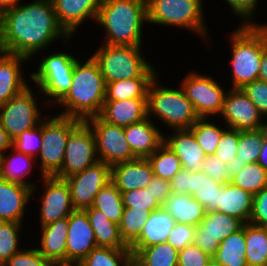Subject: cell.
Returning <instances> with one entry per match:
<instances>
[{"mask_svg": "<svg viewBox=\"0 0 267 266\" xmlns=\"http://www.w3.org/2000/svg\"><path fill=\"white\" fill-rule=\"evenodd\" d=\"M59 37L66 42L71 38L59 25L51 0L18 3L0 14V46L5 53L31 59Z\"/></svg>", "mask_w": 267, "mask_h": 266, "instance_id": "obj_1", "label": "cell"}, {"mask_svg": "<svg viewBox=\"0 0 267 266\" xmlns=\"http://www.w3.org/2000/svg\"><path fill=\"white\" fill-rule=\"evenodd\" d=\"M106 97V83L97 61L91 56L84 64L76 61L72 84L57 103L65 109L58 115L86 121L99 116Z\"/></svg>", "mask_w": 267, "mask_h": 266, "instance_id": "obj_2", "label": "cell"}, {"mask_svg": "<svg viewBox=\"0 0 267 266\" xmlns=\"http://www.w3.org/2000/svg\"><path fill=\"white\" fill-rule=\"evenodd\" d=\"M96 20L106 31L105 44L141 46L146 0H102Z\"/></svg>", "mask_w": 267, "mask_h": 266, "instance_id": "obj_3", "label": "cell"}, {"mask_svg": "<svg viewBox=\"0 0 267 266\" xmlns=\"http://www.w3.org/2000/svg\"><path fill=\"white\" fill-rule=\"evenodd\" d=\"M232 89H242L259 79L260 63L267 49V25H242L231 33Z\"/></svg>", "mask_w": 267, "mask_h": 266, "instance_id": "obj_4", "label": "cell"}, {"mask_svg": "<svg viewBox=\"0 0 267 266\" xmlns=\"http://www.w3.org/2000/svg\"><path fill=\"white\" fill-rule=\"evenodd\" d=\"M157 76L151 81L147 93V117L159 118L172 130L189 129L198 119L192 103L182 87L170 89L157 84Z\"/></svg>", "mask_w": 267, "mask_h": 266, "instance_id": "obj_5", "label": "cell"}, {"mask_svg": "<svg viewBox=\"0 0 267 266\" xmlns=\"http://www.w3.org/2000/svg\"><path fill=\"white\" fill-rule=\"evenodd\" d=\"M141 52V46L105 44L92 56L107 84L122 79L157 76L154 67L142 57Z\"/></svg>", "mask_w": 267, "mask_h": 266, "instance_id": "obj_6", "label": "cell"}, {"mask_svg": "<svg viewBox=\"0 0 267 266\" xmlns=\"http://www.w3.org/2000/svg\"><path fill=\"white\" fill-rule=\"evenodd\" d=\"M147 22L187 28L203 38L208 35L202 0H146Z\"/></svg>", "mask_w": 267, "mask_h": 266, "instance_id": "obj_7", "label": "cell"}, {"mask_svg": "<svg viewBox=\"0 0 267 266\" xmlns=\"http://www.w3.org/2000/svg\"><path fill=\"white\" fill-rule=\"evenodd\" d=\"M82 121L56 115L42 120V147L39 152L41 176H55L62 167L70 133Z\"/></svg>", "mask_w": 267, "mask_h": 266, "instance_id": "obj_8", "label": "cell"}, {"mask_svg": "<svg viewBox=\"0 0 267 266\" xmlns=\"http://www.w3.org/2000/svg\"><path fill=\"white\" fill-rule=\"evenodd\" d=\"M76 61L77 58L72 54L54 52L42 59L37 72L31 73L36 87L40 88V93L51 98L48 102H52V105L57 104L70 90Z\"/></svg>", "mask_w": 267, "mask_h": 266, "instance_id": "obj_9", "label": "cell"}, {"mask_svg": "<svg viewBox=\"0 0 267 266\" xmlns=\"http://www.w3.org/2000/svg\"><path fill=\"white\" fill-rule=\"evenodd\" d=\"M98 161L94 132L86 121H82L70 133L61 170L55 176L66 179Z\"/></svg>", "mask_w": 267, "mask_h": 266, "instance_id": "obj_10", "label": "cell"}, {"mask_svg": "<svg viewBox=\"0 0 267 266\" xmlns=\"http://www.w3.org/2000/svg\"><path fill=\"white\" fill-rule=\"evenodd\" d=\"M37 101L31 88L11 98L0 105V122L13 141L23 131L35 128L42 122Z\"/></svg>", "mask_w": 267, "mask_h": 266, "instance_id": "obj_11", "label": "cell"}, {"mask_svg": "<svg viewBox=\"0 0 267 266\" xmlns=\"http://www.w3.org/2000/svg\"><path fill=\"white\" fill-rule=\"evenodd\" d=\"M218 84L213 77L196 72L186 75L180 84L199 118L221 114L227 91Z\"/></svg>", "mask_w": 267, "mask_h": 266, "instance_id": "obj_12", "label": "cell"}, {"mask_svg": "<svg viewBox=\"0 0 267 266\" xmlns=\"http://www.w3.org/2000/svg\"><path fill=\"white\" fill-rule=\"evenodd\" d=\"M86 122L94 132L96 153L100 162L112 166L137 158L126 141L124 127L109 124L99 116L89 118Z\"/></svg>", "mask_w": 267, "mask_h": 266, "instance_id": "obj_13", "label": "cell"}, {"mask_svg": "<svg viewBox=\"0 0 267 266\" xmlns=\"http://www.w3.org/2000/svg\"><path fill=\"white\" fill-rule=\"evenodd\" d=\"M65 180L69 186L75 210H84L92 206L96 194L111 181V166L98 161Z\"/></svg>", "mask_w": 267, "mask_h": 266, "instance_id": "obj_14", "label": "cell"}, {"mask_svg": "<svg viewBox=\"0 0 267 266\" xmlns=\"http://www.w3.org/2000/svg\"><path fill=\"white\" fill-rule=\"evenodd\" d=\"M244 222L219 211H207L196 227L194 244L213 257L221 241L240 230Z\"/></svg>", "mask_w": 267, "mask_h": 266, "instance_id": "obj_15", "label": "cell"}, {"mask_svg": "<svg viewBox=\"0 0 267 266\" xmlns=\"http://www.w3.org/2000/svg\"><path fill=\"white\" fill-rule=\"evenodd\" d=\"M44 193L41 198L40 227L68 217L75 208L65 179L42 176Z\"/></svg>", "mask_w": 267, "mask_h": 266, "instance_id": "obj_16", "label": "cell"}, {"mask_svg": "<svg viewBox=\"0 0 267 266\" xmlns=\"http://www.w3.org/2000/svg\"><path fill=\"white\" fill-rule=\"evenodd\" d=\"M221 117L230 129L257 130L263 124L262 115L242 89H230L224 97Z\"/></svg>", "mask_w": 267, "mask_h": 266, "instance_id": "obj_17", "label": "cell"}, {"mask_svg": "<svg viewBox=\"0 0 267 266\" xmlns=\"http://www.w3.org/2000/svg\"><path fill=\"white\" fill-rule=\"evenodd\" d=\"M97 247L95 233L84 210H75L68 216L66 260L80 261Z\"/></svg>", "mask_w": 267, "mask_h": 266, "instance_id": "obj_18", "label": "cell"}, {"mask_svg": "<svg viewBox=\"0 0 267 266\" xmlns=\"http://www.w3.org/2000/svg\"><path fill=\"white\" fill-rule=\"evenodd\" d=\"M59 25L72 37L87 19H97L102 0H51Z\"/></svg>", "mask_w": 267, "mask_h": 266, "instance_id": "obj_19", "label": "cell"}, {"mask_svg": "<svg viewBox=\"0 0 267 266\" xmlns=\"http://www.w3.org/2000/svg\"><path fill=\"white\" fill-rule=\"evenodd\" d=\"M154 176L147 158H136L111 166V181L121 193L146 188Z\"/></svg>", "mask_w": 267, "mask_h": 266, "instance_id": "obj_20", "label": "cell"}, {"mask_svg": "<svg viewBox=\"0 0 267 266\" xmlns=\"http://www.w3.org/2000/svg\"><path fill=\"white\" fill-rule=\"evenodd\" d=\"M163 132L154 125L149 117L124 127L126 141L137 158H147L163 143Z\"/></svg>", "mask_w": 267, "mask_h": 266, "instance_id": "obj_21", "label": "cell"}, {"mask_svg": "<svg viewBox=\"0 0 267 266\" xmlns=\"http://www.w3.org/2000/svg\"><path fill=\"white\" fill-rule=\"evenodd\" d=\"M32 187L0 178V221L22 222Z\"/></svg>", "mask_w": 267, "mask_h": 266, "instance_id": "obj_22", "label": "cell"}, {"mask_svg": "<svg viewBox=\"0 0 267 266\" xmlns=\"http://www.w3.org/2000/svg\"><path fill=\"white\" fill-rule=\"evenodd\" d=\"M173 131L174 134L164 136V143L178 156L182 169L202 171V162L207 155L198 145L194 134L189 129Z\"/></svg>", "mask_w": 267, "mask_h": 266, "instance_id": "obj_23", "label": "cell"}, {"mask_svg": "<svg viewBox=\"0 0 267 266\" xmlns=\"http://www.w3.org/2000/svg\"><path fill=\"white\" fill-rule=\"evenodd\" d=\"M99 117L109 124L127 127L147 118V99L104 101Z\"/></svg>", "mask_w": 267, "mask_h": 266, "instance_id": "obj_24", "label": "cell"}, {"mask_svg": "<svg viewBox=\"0 0 267 266\" xmlns=\"http://www.w3.org/2000/svg\"><path fill=\"white\" fill-rule=\"evenodd\" d=\"M28 58L2 52L0 54V105L24 91L29 85L23 78L22 62Z\"/></svg>", "mask_w": 267, "mask_h": 266, "instance_id": "obj_25", "label": "cell"}, {"mask_svg": "<svg viewBox=\"0 0 267 266\" xmlns=\"http://www.w3.org/2000/svg\"><path fill=\"white\" fill-rule=\"evenodd\" d=\"M176 223L197 227L204 219L205 209L192 195L171 193L161 206Z\"/></svg>", "mask_w": 267, "mask_h": 266, "instance_id": "obj_26", "label": "cell"}, {"mask_svg": "<svg viewBox=\"0 0 267 266\" xmlns=\"http://www.w3.org/2000/svg\"><path fill=\"white\" fill-rule=\"evenodd\" d=\"M253 195L231 182L219 188L218 211L248 223L252 211Z\"/></svg>", "mask_w": 267, "mask_h": 266, "instance_id": "obj_27", "label": "cell"}, {"mask_svg": "<svg viewBox=\"0 0 267 266\" xmlns=\"http://www.w3.org/2000/svg\"><path fill=\"white\" fill-rule=\"evenodd\" d=\"M38 252L47 260H66L68 217L41 227Z\"/></svg>", "mask_w": 267, "mask_h": 266, "instance_id": "obj_28", "label": "cell"}, {"mask_svg": "<svg viewBox=\"0 0 267 266\" xmlns=\"http://www.w3.org/2000/svg\"><path fill=\"white\" fill-rule=\"evenodd\" d=\"M175 223L174 219L162 207L152 211L138 240L130 248H144L167 242Z\"/></svg>", "mask_w": 267, "mask_h": 266, "instance_id": "obj_29", "label": "cell"}, {"mask_svg": "<svg viewBox=\"0 0 267 266\" xmlns=\"http://www.w3.org/2000/svg\"><path fill=\"white\" fill-rule=\"evenodd\" d=\"M95 233L97 246L130 249L122 241L117 223L110 221L104 213L92 207L84 209Z\"/></svg>", "mask_w": 267, "mask_h": 266, "instance_id": "obj_30", "label": "cell"}, {"mask_svg": "<svg viewBox=\"0 0 267 266\" xmlns=\"http://www.w3.org/2000/svg\"><path fill=\"white\" fill-rule=\"evenodd\" d=\"M245 223L243 227L220 242L212 257L221 266H248L246 260Z\"/></svg>", "mask_w": 267, "mask_h": 266, "instance_id": "obj_31", "label": "cell"}, {"mask_svg": "<svg viewBox=\"0 0 267 266\" xmlns=\"http://www.w3.org/2000/svg\"><path fill=\"white\" fill-rule=\"evenodd\" d=\"M130 250L136 266H177L179 251L167 242Z\"/></svg>", "mask_w": 267, "mask_h": 266, "instance_id": "obj_32", "label": "cell"}, {"mask_svg": "<svg viewBox=\"0 0 267 266\" xmlns=\"http://www.w3.org/2000/svg\"><path fill=\"white\" fill-rule=\"evenodd\" d=\"M221 186L203 171H195L190 175V195L203 205L206 212L218 211Z\"/></svg>", "mask_w": 267, "mask_h": 266, "instance_id": "obj_33", "label": "cell"}, {"mask_svg": "<svg viewBox=\"0 0 267 266\" xmlns=\"http://www.w3.org/2000/svg\"><path fill=\"white\" fill-rule=\"evenodd\" d=\"M155 77H135L106 84L105 101L147 99L148 88Z\"/></svg>", "mask_w": 267, "mask_h": 266, "instance_id": "obj_34", "label": "cell"}, {"mask_svg": "<svg viewBox=\"0 0 267 266\" xmlns=\"http://www.w3.org/2000/svg\"><path fill=\"white\" fill-rule=\"evenodd\" d=\"M10 150H14L8 157L3 154L2 173L0 178L5 181H12L24 184L32 187V195L34 194L36 185L32 182L25 181V177L30 174L34 157L25 155L22 152L17 151L13 147Z\"/></svg>", "mask_w": 267, "mask_h": 266, "instance_id": "obj_35", "label": "cell"}, {"mask_svg": "<svg viewBox=\"0 0 267 266\" xmlns=\"http://www.w3.org/2000/svg\"><path fill=\"white\" fill-rule=\"evenodd\" d=\"M248 266H267V227L245 223Z\"/></svg>", "mask_w": 267, "mask_h": 266, "instance_id": "obj_36", "label": "cell"}, {"mask_svg": "<svg viewBox=\"0 0 267 266\" xmlns=\"http://www.w3.org/2000/svg\"><path fill=\"white\" fill-rule=\"evenodd\" d=\"M91 207L102 211L106 218L119 224L124 210L122 194L110 181L96 194Z\"/></svg>", "mask_w": 267, "mask_h": 266, "instance_id": "obj_37", "label": "cell"}, {"mask_svg": "<svg viewBox=\"0 0 267 266\" xmlns=\"http://www.w3.org/2000/svg\"><path fill=\"white\" fill-rule=\"evenodd\" d=\"M81 263L82 266H130L133 255L130 249L97 246Z\"/></svg>", "mask_w": 267, "mask_h": 266, "instance_id": "obj_38", "label": "cell"}, {"mask_svg": "<svg viewBox=\"0 0 267 266\" xmlns=\"http://www.w3.org/2000/svg\"><path fill=\"white\" fill-rule=\"evenodd\" d=\"M150 213L148 209L138 210L135 207H124L118 226L120 237L127 247L130 248L138 240Z\"/></svg>", "mask_w": 267, "mask_h": 266, "instance_id": "obj_39", "label": "cell"}, {"mask_svg": "<svg viewBox=\"0 0 267 266\" xmlns=\"http://www.w3.org/2000/svg\"><path fill=\"white\" fill-rule=\"evenodd\" d=\"M155 177L170 181L182 169L178 156L163 143L147 157Z\"/></svg>", "mask_w": 267, "mask_h": 266, "instance_id": "obj_40", "label": "cell"}, {"mask_svg": "<svg viewBox=\"0 0 267 266\" xmlns=\"http://www.w3.org/2000/svg\"><path fill=\"white\" fill-rule=\"evenodd\" d=\"M230 182L255 195L267 187V171L257 162L248 163L230 179Z\"/></svg>", "mask_w": 267, "mask_h": 266, "instance_id": "obj_41", "label": "cell"}, {"mask_svg": "<svg viewBox=\"0 0 267 266\" xmlns=\"http://www.w3.org/2000/svg\"><path fill=\"white\" fill-rule=\"evenodd\" d=\"M208 118H199L189 130L194 134L198 145L206 155H214L222 133L227 129L208 122Z\"/></svg>", "mask_w": 267, "mask_h": 266, "instance_id": "obj_42", "label": "cell"}, {"mask_svg": "<svg viewBox=\"0 0 267 266\" xmlns=\"http://www.w3.org/2000/svg\"><path fill=\"white\" fill-rule=\"evenodd\" d=\"M17 222L0 221V266H3L15 253L19 252V230Z\"/></svg>", "mask_w": 267, "mask_h": 266, "instance_id": "obj_43", "label": "cell"}, {"mask_svg": "<svg viewBox=\"0 0 267 266\" xmlns=\"http://www.w3.org/2000/svg\"><path fill=\"white\" fill-rule=\"evenodd\" d=\"M262 142L263 136L259 129L240 131L237 146V156H239V160L246 164L257 162Z\"/></svg>", "mask_w": 267, "mask_h": 266, "instance_id": "obj_44", "label": "cell"}, {"mask_svg": "<svg viewBox=\"0 0 267 266\" xmlns=\"http://www.w3.org/2000/svg\"><path fill=\"white\" fill-rule=\"evenodd\" d=\"M12 147L19 152L36 158L42 147V122L35 128L23 131L12 141Z\"/></svg>", "mask_w": 267, "mask_h": 266, "instance_id": "obj_45", "label": "cell"}, {"mask_svg": "<svg viewBox=\"0 0 267 266\" xmlns=\"http://www.w3.org/2000/svg\"><path fill=\"white\" fill-rule=\"evenodd\" d=\"M121 194L124 207H135L138 210L148 209L150 212L161 208V205L147 188L133 189Z\"/></svg>", "mask_w": 267, "mask_h": 266, "instance_id": "obj_46", "label": "cell"}, {"mask_svg": "<svg viewBox=\"0 0 267 266\" xmlns=\"http://www.w3.org/2000/svg\"><path fill=\"white\" fill-rule=\"evenodd\" d=\"M239 137V130L230 129L227 126V129L222 133L221 139L217 144L214 155L225 163L230 162L237 156Z\"/></svg>", "mask_w": 267, "mask_h": 266, "instance_id": "obj_47", "label": "cell"}, {"mask_svg": "<svg viewBox=\"0 0 267 266\" xmlns=\"http://www.w3.org/2000/svg\"><path fill=\"white\" fill-rule=\"evenodd\" d=\"M242 90L258 108L260 114L267 117V82L258 79L246 84Z\"/></svg>", "mask_w": 267, "mask_h": 266, "instance_id": "obj_48", "label": "cell"}, {"mask_svg": "<svg viewBox=\"0 0 267 266\" xmlns=\"http://www.w3.org/2000/svg\"><path fill=\"white\" fill-rule=\"evenodd\" d=\"M196 227L186 224L175 223L167 239L174 249L180 251L194 243Z\"/></svg>", "mask_w": 267, "mask_h": 266, "instance_id": "obj_49", "label": "cell"}, {"mask_svg": "<svg viewBox=\"0 0 267 266\" xmlns=\"http://www.w3.org/2000/svg\"><path fill=\"white\" fill-rule=\"evenodd\" d=\"M36 248L24 249L15 253L3 266H50Z\"/></svg>", "mask_w": 267, "mask_h": 266, "instance_id": "obj_50", "label": "cell"}, {"mask_svg": "<svg viewBox=\"0 0 267 266\" xmlns=\"http://www.w3.org/2000/svg\"><path fill=\"white\" fill-rule=\"evenodd\" d=\"M202 171L222 185L230 182L226 163L215 155H207L204 158L202 162Z\"/></svg>", "mask_w": 267, "mask_h": 266, "instance_id": "obj_51", "label": "cell"}, {"mask_svg": "<svg viewBox=\"0 0 267 266\" xmlns=\"http://www.w3.org/2000/svg\"><path fill=\"white\" fill-rule=\"evenodd\" d=\"M211 259L210 255L193 243L179 251L177 266H205Z\"/></svg>", "mask_w": 267, "mask_h": 266, "instance_id": "obj_52", "label": "cell"}, {"mask_svg": "<svg viewBox=\"0 0 267 266\" xmlns=\"http://www.w3.org/2000/svg\"><path fill=\"white\" fill-rule=\"evenodd\" d=\"M249 223L261 227H267V187L253 195V204Z\"/></svg>", "mask_w": 267, "mask_h": 266, "instance_id": "obj_53", "label": "cell"}, {"mask_svg": "<svg viewBox=\"0 0 267 266\" xmlns=\"http://www.w3.org/2000/svg\"><path fill=\"white\" fill-rule=\"evenodd\" d=\"M229 7H231L232 12L240 16V19L244 20L242 25H256V22H253L255 15L256 6L258 0H225ZM252 21V22H251Z\"/></svg>", "mask_w": 267, "mask_h": 266, "instance_id": "obj_54", "label": "cell"}, {"mask_svg": "<svg viewBox=\"0 0 267 266\" xmlns=\"http://www.w3.org/2000/svg\"><path fill=\"white\" fill-rule=\"evenodd\" d=\"M152 193L155 200L162 206L165 199L172 193L170 187V181L164 180L158 177L152 179V181L146 187Z\"/></svg>", "mask_w": 267, "mask_h": 266, "instance_id": "obj_55", "label": "cell"}, {"mask_svg": "<svg viewBox=\"0 0 267 266\" xmlns=\"http://www.w3.org/2000/svg\"><path fill=\"white\" fill-rule=\"evenodd\" d=\"M192 171L181 169L170 180V187L172 193L190 195V175Z\"/></svg>", "mask_w": 267, "mask_h": 266, "instance_id": "obj_56", "label": "cell"}, {"mask_svg": "<svg viewBox=\"0 0 267 266\" xmlns=\"http://www.w3.org/2000/svg\"><path fill=\"white\" fill-rule=\"evenodd\" d=\"M245 165V162L239 160V156H236L230 162L226 163L229 178L231 179L235 174L243 169Z\"/></svg>", "mask_w": 267, "mask_h": 266, "instance_id": "obj_57", "label": "cell"}, {"mask_svg": "<svg viewBox=\"0 0 267 266\" xmlns=\"http://www.w3.org/2000/svg\"><path fill=\"white\" fill-rule=\"evenodd\" d=\"M12 148V140L8 136V133L3 128L0 122V152L5 153L4 151H9Z\"/></svg>", "mask_w": 267, "mask_h": 266, "instance_id": "obj_58", "label": "cell"}, {"mask_svg": "<svg viewBox=\"0 0 267 266\" xmlns=\"http://www.w3.org/2000/svg\"><path fill=\"white\" fill-rule=\"evenodd\" d=\"M259 80L267 82V49L263 52L261 59Z\"/></svg>", "mask_w": 267, "mask_h": 266, "instance_id": "obj_59", "label": "cell"}, {"mask_svg": "<svg viewBox=\"0 0 267 266\" xmlns=\"http://www.w3.org/2000/svg\"><path fill=\"white\" fill-rule=\"evenodd\" d=\"M257 163H259L267 171V144L264 141L261 145Z\"/></svg>", "mask_w": 267, "mask_h": 266, "instance_id": "obj_60", "label": "cell"}, {"mask_svg": "<svg viewBox=\"0 0 267 266\" xmlns=\"http://www.w3.org/2000/svg\"><path fill=\"white\" fill-rule=\"evenodd\" d=\"M50 266H82L80 261L73 260H60V261H51Z\"/></svg>", "mask_w": 267, "mask_h": 266, "instance_id": "obj_61", "label": "cell"}, {"mask_svg": "<svg viewBox=\"0 0 267 266\" xmlns=\"http://www.w3.org/2000/svg\"><path fill=\"white\" fill-rule=\"evenodd\" d=\"M19 0H0V14L5 10L16 6Z\"/></svg>", "mask_w": 267, "mask_h": 266, "instance_id": "obj_62", "label": "cell"}, {"mask_svg": "<svg viewBox=\"0 0 267 266\" xmlns=\"http://www.w3.org/2000/svg\"><path fill=\"white\" fill-rule=\"evenodd\" d=\"M259 130L263 136V141L267 144V120L259 127Z\"/></svg>", "mask_w": 267, "mask_h": 266, "instance_id": "obj_63", "label": "cell"}, {"mask_svg": "<svg viewBox=\"0 0 267 266\" xmlns=\"http://www.w3.org/2000/svg\"><path fill=\"white\" fill-rule=\"evenodd\" d=\"M205 266H221V265L212 258Z\"/></svg>", "mask_w": 267, "mask_h": 266, "instance_id": "obj_64", "label": "cell"}, {"mask_svg": "<svg viewBox=\"0 0 267 266\" xmlns=\"http://www.w3.org/2000/svg\"><path fill=\"white\" fill-rule=\"evenodd\" d=\"M3 162V153L0 152V175L2 173V163Z\"/></svg>", "mask_w": 267, "mask_h": 266, "instance_id": "obj_65", "label": "cell"}]
</instances>
